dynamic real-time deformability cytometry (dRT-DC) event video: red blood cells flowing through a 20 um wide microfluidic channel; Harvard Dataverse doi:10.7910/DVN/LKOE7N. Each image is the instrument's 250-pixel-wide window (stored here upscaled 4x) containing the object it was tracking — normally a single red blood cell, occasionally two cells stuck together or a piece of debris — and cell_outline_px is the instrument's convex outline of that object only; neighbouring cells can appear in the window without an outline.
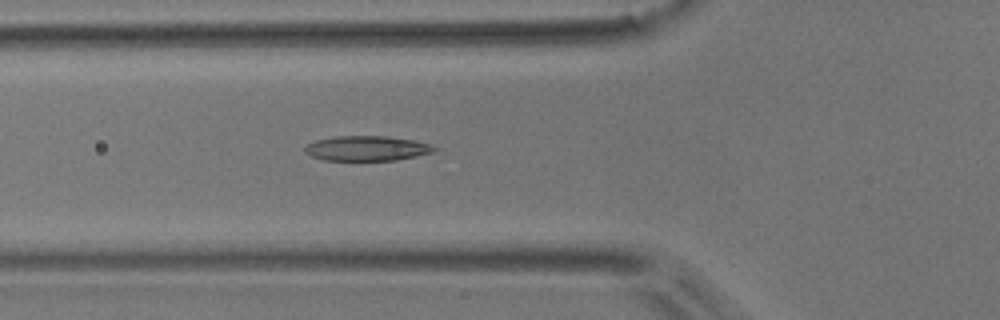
{"species": "common noctule bat (a hibernating species)", "species_latin": "Nyctalus noctula", "temperature_condition": "room temperature", "stored_images_in_passage": 5, "camera_frame_rate_fps": 3000, "um_per_image_px": 0.085, "animal": {"sex": "male", "body_mass_g": 17.9}, "frame": {"image": 1, "passage_image": 5, "time_ms": 1.333, "image_size_px": [1000, 320], "cell_outline_px": [[440, 148], [432, 152], [416, 156], [396, 160], [324, 160], [312, 156], [304, 152], [304, 148], [308, 144], [316, 140], [336, 136], [388, 136], [412, 140], [432, 144]], "centroid_in_image_um": [31.21, 12.6], "position_along_channel_um": 94.6, "area_um2": 18.79}}